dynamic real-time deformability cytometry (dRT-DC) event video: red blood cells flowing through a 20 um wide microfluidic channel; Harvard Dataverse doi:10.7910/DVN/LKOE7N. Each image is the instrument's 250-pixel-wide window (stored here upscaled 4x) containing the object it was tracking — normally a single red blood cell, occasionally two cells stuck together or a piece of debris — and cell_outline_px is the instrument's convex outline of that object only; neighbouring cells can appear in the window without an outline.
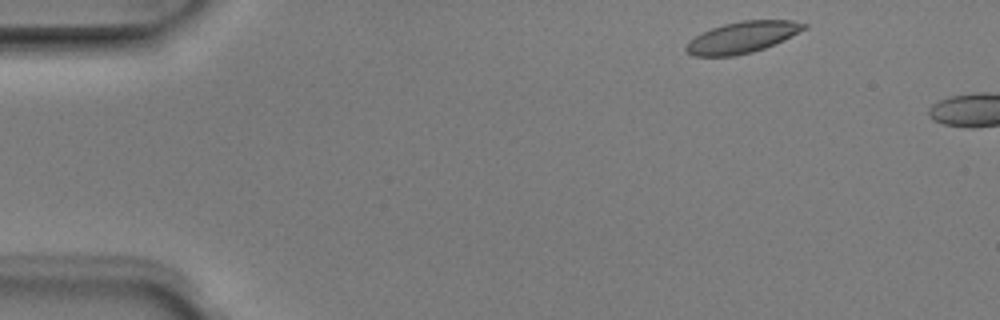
{"species": "Egyptian fruit bat (a non-hibernating species)", "species_latin": "Rousettus aegyptiacus", "temperature_condition": "room temperature", "stored_images_in_passage": 2, "camera_frame_rate_fps": 3000, "um_per_image_px": 0.085, "animal": {"sex": "male"}, "frame": {"image": 1, "passage_image": 1, "time_ms": 0.0, "image_size_px": [1000, 320], "cell_outline_px": [[808, 28], [764, 48], [752, 52], [732, 56], [692, 56], [684, 48], [688, 40], [712, 28], [724, 24], [740, 20], [792, 20], [808, 24]], "centroid_in_image_um": [63.09, 3.16], "position_along_channel_um": 21.9, "area_um2": 21.39}}